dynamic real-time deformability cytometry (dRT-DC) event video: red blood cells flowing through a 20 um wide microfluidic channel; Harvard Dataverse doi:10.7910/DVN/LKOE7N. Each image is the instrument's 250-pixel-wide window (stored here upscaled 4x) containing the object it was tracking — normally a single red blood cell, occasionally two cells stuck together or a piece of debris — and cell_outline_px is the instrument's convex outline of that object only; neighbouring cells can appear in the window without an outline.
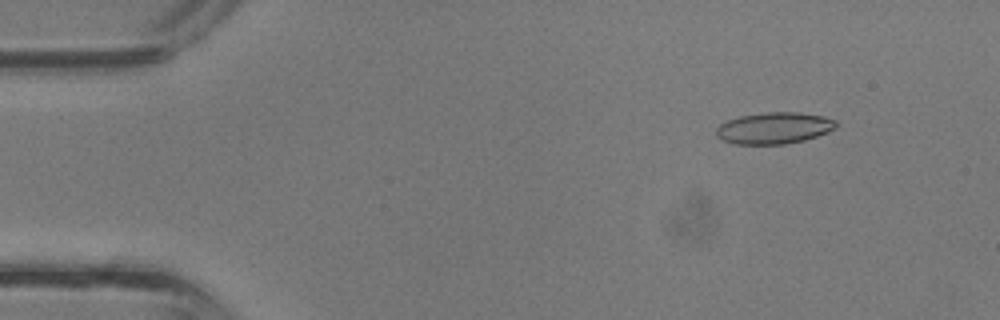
{"species": "common noctule bat (a hibernating species)", "species_latin": "Nyctalus noctula", "temperature_condition": "room temperature", "stored_images_in_passage": 38, "camera_frame_rate_fps": 3000, "um_per_image_px": 0.085, "animal": {"sex": "male", "body_mass_g": 13.3}, "frame": {"image": 1, "passage_image": 5, "time_ms": 1.333, "image_size_px": [1000, 320], "cell_outline_px": [[836, 128], [828, 132], [804, 140], [784, 144], [732, 144], [720, 140], [716, 136], [716, 128], [720, 124], [728, 120], [740, 116], [768, 112], [800, 112], [824, 116], [836, 120]], "centroid_in_image_um": [65.78, 10.89], "position_along_channel_um": 19.2, "area_um2": 22.14}}
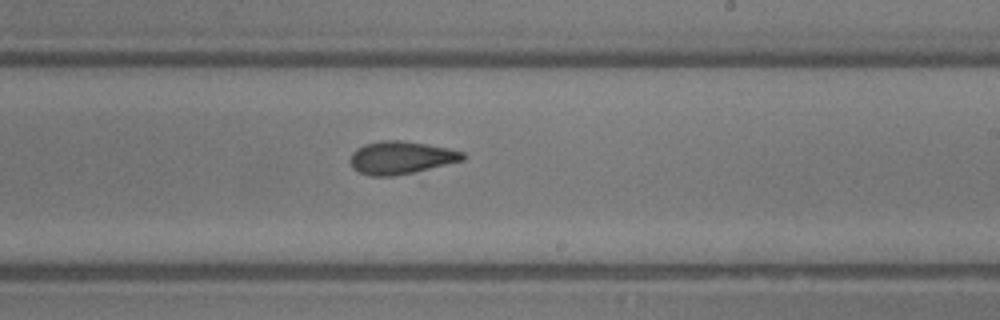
{"frame": {"image": 2, "passage_image": 23, "time_ms": 7.333, "image_size_px": [1000, 320], "cell_outline_px": [[464, 160], [412, 172], [392, 176], [368, 176], [352, 168], [348, 160], [352, 152], [356, 148], [364, 144], [380, 140], [400, 140], [428, 144], [448, 148], [464, 152]], "centroid_in_image_um": [34.02, 13.39], "position_along_channel_um": 255.0, "area_um2": 21.56}}
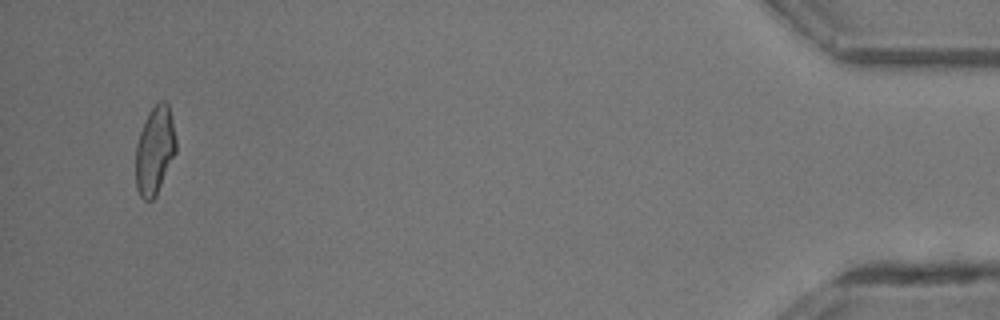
{"frame": {"image": 3, "passage_image": 37, "time_ms": 12.0, "image_size_px": [1000, 320], "cell_outline_px": [[176, 152], [156, 196], [152, 200], [144, 200], [140, 196], [136, 188], [136, 144], [140, 132], [152, 108], [160, 100], [164, 100], [168, 104], [176, 140]], "centroid_in_image_um": [13.15, 12.82], "position_along_channel_um": 422.0, "area_um2": 20.4}}